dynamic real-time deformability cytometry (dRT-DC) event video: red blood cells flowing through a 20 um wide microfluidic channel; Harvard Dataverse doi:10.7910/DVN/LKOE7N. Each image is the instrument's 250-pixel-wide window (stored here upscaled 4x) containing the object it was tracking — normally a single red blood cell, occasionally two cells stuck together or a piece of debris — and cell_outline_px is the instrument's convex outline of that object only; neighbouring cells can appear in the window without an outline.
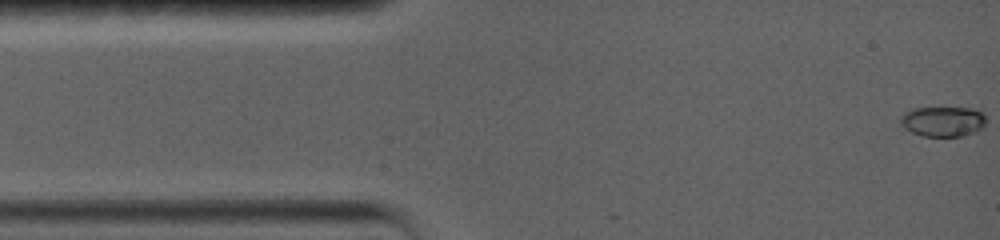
{"species": "common noctule bat (a hibernating species)", "species_latin": "Nyctalus noctula", "temperature_condition": "warm", "stored_images_in_passage": 55, "camera_frame_rate_fps": 5000, "um_per_image_px": 0.085, "animal": {"sex": "female", "body_mass_g": 19.0, "forearm_length_mm": 56.7}, "frame": {"image": 1, "passage_image": 1, "time_ms": 0.0, "image_size_px": [1000, 240], "cell_outline_px": [[984, 128], [976, 132], [960, 136], [920, 136], [904, 128], [900, 124], [900, 116], [904, 112], [912, 108], [972, 108], [980, 112], [984, 116]], "centroid_in_image_um": [80.11, 10.33], "position_along_channel_um": 4.9, "area_um2": 15.09}}
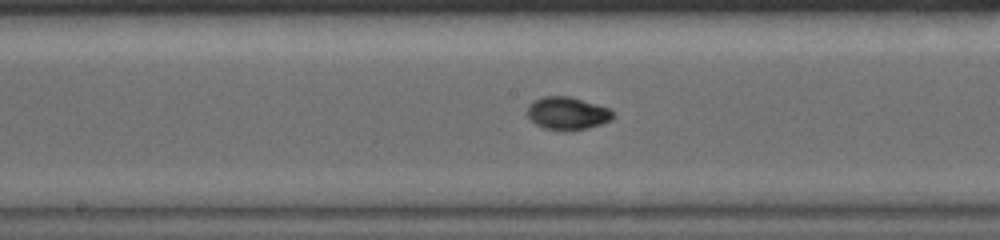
{"frame": {"image": 2, "passage_image": 24, "time_ms": 7.8, "image_size_px": [1000, 240], "cell_outline_px": [[616, 116], [612, 120], [588, 128], [564, 132], [544, 128], [536, 124], [528, 116], [528, 104], [532, 100], [544, 96], [568, 96], [612, 108]], "centroid_in_image_um": [48.26, 9.64], "position_along_channel_um": 199.9, "area_um2": 16.7}}
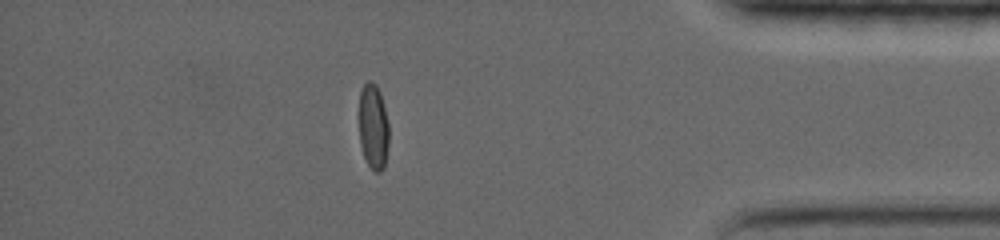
{"frame": {"image": 3, "passage_image": 44, "time_ms": 14.4, "image_size_px": [1000, 240], "cell_outline_px": [[388, 144], [384, 168], [380, 172], [376, 172], [368, 164], [364, 156], [360, 144], [360, 92], [364, 84], [368, 80], [376, 84], [380, 92], [388, 124]], "centroid_in_image_um": [31.73, 10.77], "position_along_channel_um": 403.5, "area_um2": 14.62}, "authors_computed_cell_mechanics": {"area_um2": 15.606, "velocity_mm_per_s": 3.6047, "shape_relaxation_time_tau1_ms": 5.8052, "shape_relaxation_time_tau2_ms": null, "deformation_change_tau1": 0.2343, "deformation_change_tau2": null}}